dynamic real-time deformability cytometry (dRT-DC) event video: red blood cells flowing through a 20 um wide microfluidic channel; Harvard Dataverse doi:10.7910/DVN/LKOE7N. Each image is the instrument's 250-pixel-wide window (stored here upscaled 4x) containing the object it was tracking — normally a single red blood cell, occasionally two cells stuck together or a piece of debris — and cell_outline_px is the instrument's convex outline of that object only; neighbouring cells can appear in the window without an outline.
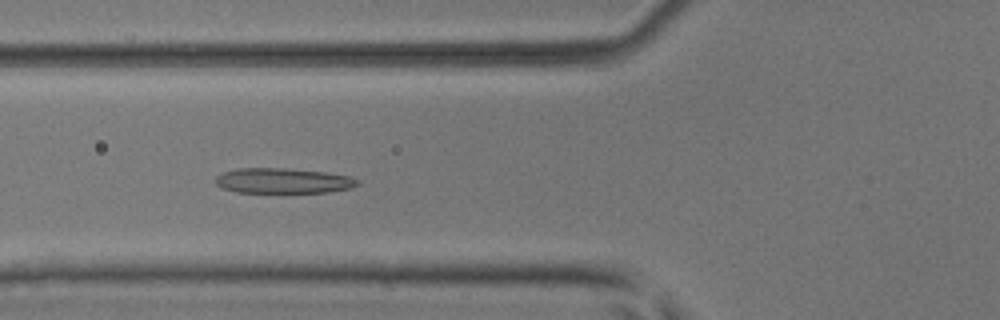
{"species": "common noctule bat (a hibernating species)", "species_latin": "Nyctalus noctula", "temperature_condition": "room temperature", "stored_images_in_passage": 41, "camera_frame_rate_fps": 3000, "um_per_image_px": 0.085, "animal": {"sex": "male", "body_mass_g": 17.9, "forearm_length_mm": 54.2}, "frame": {"image": 1, "passage_image": 13, "time_ms": 4.0, "image_size_px": [1000, 320], "cell_outline_px": [[360, 184], [352, 188], [328, 192], [236, 192], [220, 188], [216, 184], [216, 176], [224, 172], [236, 168], [284, 168], [324, 172], [348, 176], [360, 180]], "centroid_in_image_um": [24.05, 15.36], "position_along_channel_um": 101.7, "area_um2": 20.87}}
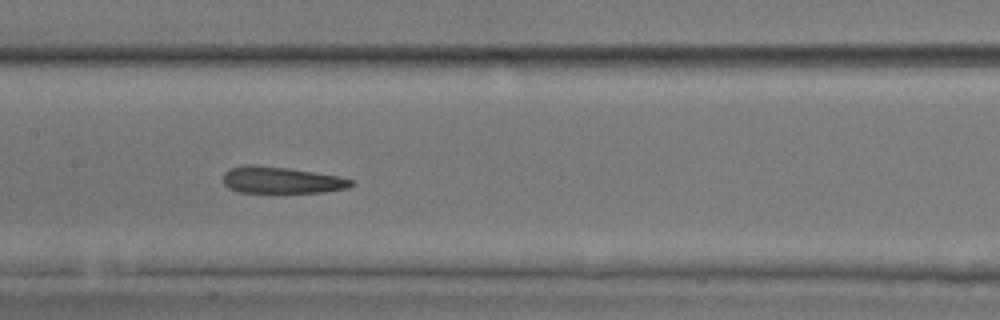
{"frame": {"image": 2, "passage_image": 19, "time_ms": 6.0, "image_size_px": [1000, 320], "cell_outline_px": [[356, 184], [348, 188], [324, 192], [240, 192], [228, 188], [224, 184], [224, 172], [228, 168], [244, 164], [256, 164], [288, 168], [340, 176], [352, 180]], "centroid_in_image_um": [23.91, 15.29], "position_along_channel_um": 183.5, "area_um2": 20.06}}
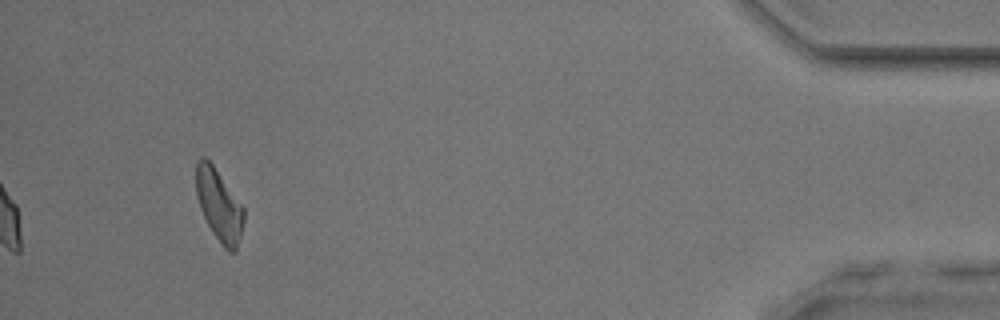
{"frame": {"image": 3, "passage_image": 41, "time_ms": 13.333, "image_size_px": [1000, 320], "cell_outline_px": [[244, 220], [236, 252], [228, 252], [224, 248], [212, 232], [200, 208], [196, 196], [196, 160], [200, 156], [204, 156], [212, 164], [244, 208]], "centroid_in_image_um": [18.6, 17.44], "position_along_channel_um": 416.6, "area_um2": 19.83}, "authors_computed_cell_mechanics": {"area_um2": 20.7502, "velocity_mm_per_s": 4.0866, "shape_relaxation_time_tau1_ms": null, "shape_relaxation_time_tau2_ms": 2.3865, "deformation_change_tau1": null, "deformation_change_tau2": 0.1369}}